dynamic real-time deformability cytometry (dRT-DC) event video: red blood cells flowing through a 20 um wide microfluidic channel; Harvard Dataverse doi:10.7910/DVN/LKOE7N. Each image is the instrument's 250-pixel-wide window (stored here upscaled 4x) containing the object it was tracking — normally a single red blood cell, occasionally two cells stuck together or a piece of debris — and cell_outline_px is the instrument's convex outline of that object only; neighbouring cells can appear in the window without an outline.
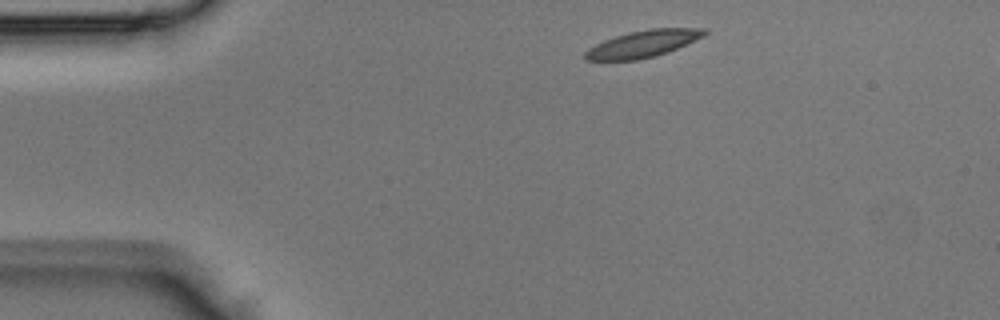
{"species": "Egyptian fruit bat (a non-hibernating species)", "species_latin": "Rousettus aegyptiacus", "temperature_condition": "room temperature", "stored_images_in_passage": 3, "segment_of_instrument_passage": [1, 2], "camera_frame_rate_fps": 3000, "um_per_image_px": 0.085, "animal": {"sex": "male"}, "frame": {"image": 1, "passage_image": 1, "time_ms": 0.0, "image_size_px": [1000, 320], "cell_outline_px": [[708, 32], [704, 36], [668, 52], [656, 56], [636, 60], [584, 60], [584, 52], [588, 48], [604, 40], [628, 32], [648, 28], [708, 28]], "centroid_in_image_um": [54.67, 3.71], "position_along_channel_um": 30.3, "area_um2": 18.79}}